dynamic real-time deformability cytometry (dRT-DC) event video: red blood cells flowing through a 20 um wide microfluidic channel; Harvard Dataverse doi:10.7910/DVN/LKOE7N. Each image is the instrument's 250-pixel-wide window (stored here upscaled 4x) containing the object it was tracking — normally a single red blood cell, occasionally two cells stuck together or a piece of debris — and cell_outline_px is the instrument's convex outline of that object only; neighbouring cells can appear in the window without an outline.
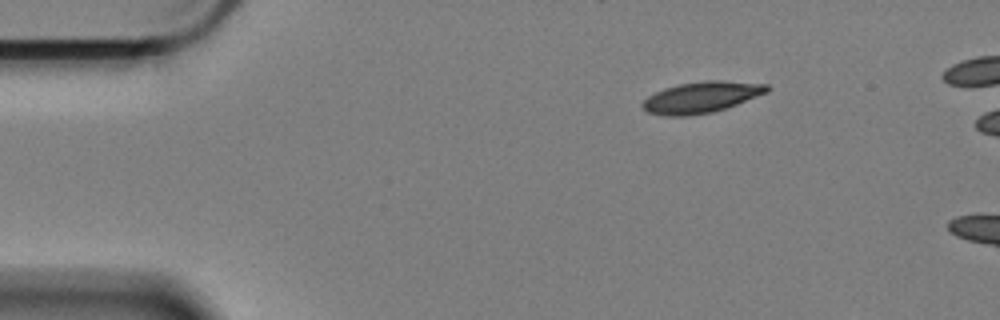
{"species": "Egyptian fruit bat (a non-hibernating species)", "species_latin": "Rousettus aegyptiacus", "temperature_condition": "cold", "stored_images_in_passage": 5, "camera_frame_rate_fps": 3000, "um_per_image_px": 0.085, "animal": {"sex": "female"}, "frame": {"image": 1, "passage_image": 1, "time_ms": 0.0, "image_size_px": [1000, 320], "cell_outline_px": [[768, 92], [736, 104], [712, 112], [688, 116], [668, 116], [648, 112], [640, 104], [648, 96], [664, 88], [680, 84], [704, 80], [720, 80], [768, 84]], "centroid_in_image_um": [59.6, 8.26], "position_along_channel_um": 25.4, "area_um2": 22.37}}